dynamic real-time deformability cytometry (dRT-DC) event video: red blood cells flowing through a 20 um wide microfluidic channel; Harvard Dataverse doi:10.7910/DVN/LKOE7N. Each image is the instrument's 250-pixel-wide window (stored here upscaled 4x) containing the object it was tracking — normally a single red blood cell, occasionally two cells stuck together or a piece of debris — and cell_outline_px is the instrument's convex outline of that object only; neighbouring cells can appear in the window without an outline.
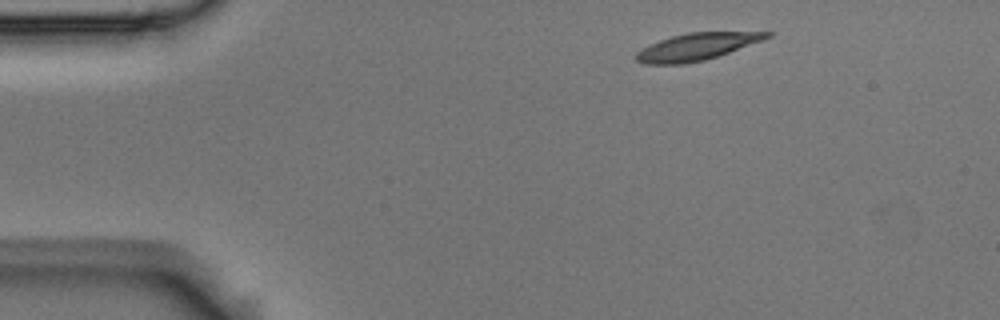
{"species": "Egyptian fruit bat (a non-hibernating species)", "species_latin": "Rousettus aegyptiacus", "temperature_condition": "room temperature", "stored_images_in_passage": 3, "camera_frame_rate_fps": 3000, "um_per_image_px": 0.085, "animal": {"sex": "male"}, "frame": {"image": 1, "passage_image": 1, "time_ms": 0.0, "image_size_px": [1000, 320], "cell_outline_px": [[772, 36], [728, 52], [704, 60], [684, 64], [644, 64], [636, 60], [632, 56], [636, 52], [648, 44], [672, 36], [688, 32], [772, 32]], "centroid_in_image_um": [59.12, 3.97], "position_along_channel_um": 25.9, "area_um2": 20.4}}